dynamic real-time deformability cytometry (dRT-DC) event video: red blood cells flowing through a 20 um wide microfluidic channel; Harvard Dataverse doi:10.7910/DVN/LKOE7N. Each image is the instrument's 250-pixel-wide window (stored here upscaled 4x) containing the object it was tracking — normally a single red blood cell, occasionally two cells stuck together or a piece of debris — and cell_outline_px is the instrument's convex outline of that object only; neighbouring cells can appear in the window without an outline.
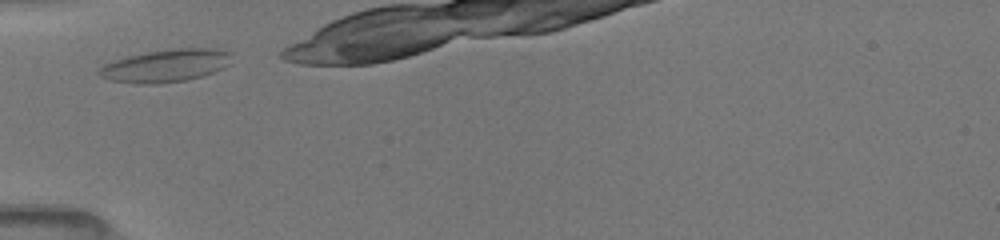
{"species": "common noctule bat (a hibernating species)", "species_latin": "Nyctalus noctula", "temperature_condition": "room temperature", "stored_images_in_passage": 11, "camera_frame_rate_fps": 3000, "um_per_image_px": 0.085, "animal": {"sex": "female", "body_mass_g": 19.5, "forearm_length_mm": 54.1}, "frame": {"image": 1, "passage_image": 1, "time_ms": 0.0, "image_size_px": [1000, 240], "cell_outline_px": [[232, 64], [224, 68], [200, 76], [184, 80], [156, 84], [140, 84], [112, 80], [100, 76], [96, 72], [104, 64], [128, 56], [148, 52], [176, 48], [212, 48], [232, 52]], "centroid_in_image_um": [14.14, 5.57], "position_along_channel_um": 70.9, "area_um2": 25.14}}
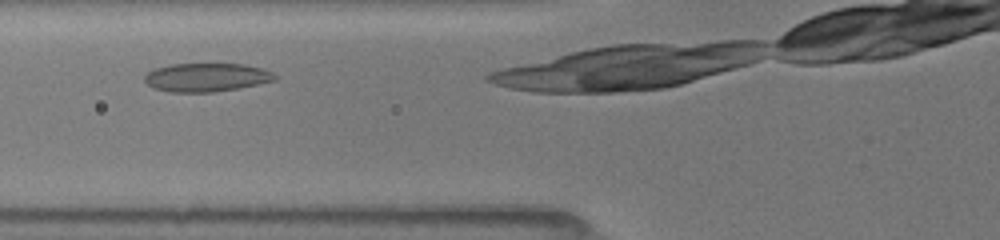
{"frame": {"image": 2, "passage_image": 4, "time_ms": 1.0, "image_size_px": [1000, 240], "cell_outline_px": [[280, 76], [276, 80], [236, 88], [212, 92], [168, 92], [152, 88], [144, 80], [144, 76], [152, 68], [172, 64], [244, 64], [264, 68]], "centroid_in_image_um": [17.54, 6.57], "position_along_channel_um": 108.3, "area_um2": 21.79}}
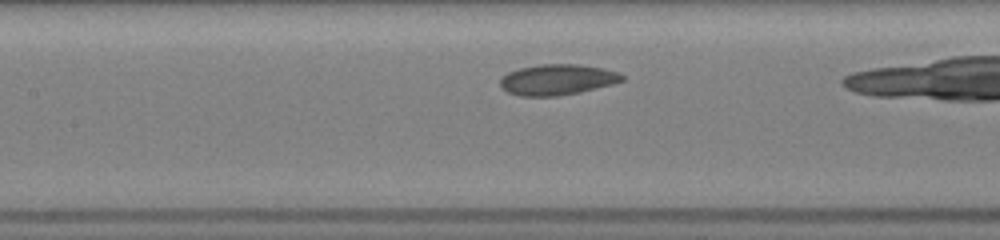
{"frame": {"image": 3, "passage_image": 8, "time_ms": 2.333, "image_size_px": [1000, 240], "cell_outline_px": [[624, 80], [612, 84], [580, 92], [556, 96], [520, 96], [508, 92], [500, 88], [500, 80], [508, 72], [520, 68], [540, 64], [580, 64], [604, 68], [620, 72], [624, 76]], "centroid_in_image_um": [47.39, 6.76], "position_along_channel_um": 160.0, "area_um2": 21.91}}